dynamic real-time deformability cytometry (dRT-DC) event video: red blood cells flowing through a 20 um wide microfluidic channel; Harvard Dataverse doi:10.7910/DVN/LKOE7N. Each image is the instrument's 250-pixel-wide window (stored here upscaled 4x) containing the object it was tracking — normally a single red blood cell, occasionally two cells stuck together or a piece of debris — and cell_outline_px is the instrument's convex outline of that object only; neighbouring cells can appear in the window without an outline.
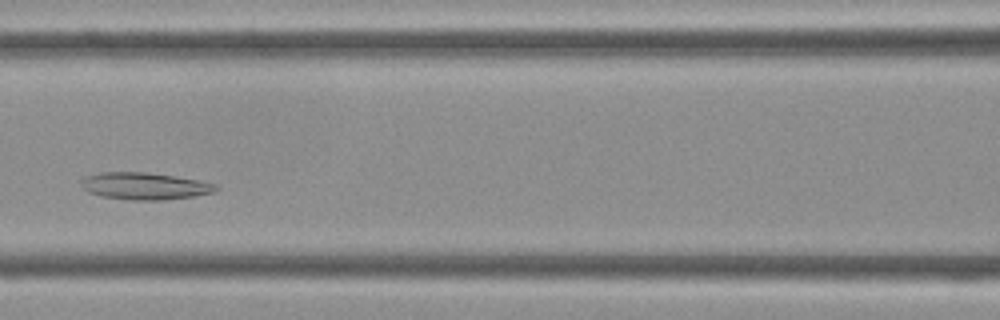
{"species": "Egyptian fruit bat (a non-hibernating species)", "species_latin": "Rousettus aegyptiacus", "temperature_condition": "cold", "stored_images_in_passage": 39, "camera_frame_rate_fps": 3000, "um_per_image_px": 0.085, "frame": {"image": 1, "passage_image": 14, "time_ms": 4.333, "image_size_px": [1000, 320], "cell_outline_px": [[220, 188], [216, 192], [196, 196], [160, 200], [128, 200], [100, 196], [88, 192], [80, 184], [80, 180], [88, 176], [100, 172], [144, 172], [176, 176], [200, 180], [216, 184]], "centroid_in_image_um": [12.33, 15.82], "position_along_channel_um": 154.3, "area_um2": 21.44}}
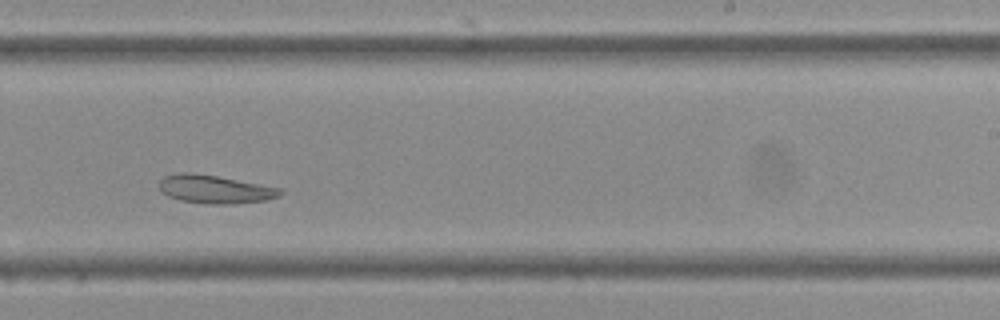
{"frame": {"image": 2, "passage_image": 22, "time_ms": 7.0, "image_size_px": [1000, 320], "cell_outline_px": [[284, 192], [280, 196], [264, 200], [228, 204], [208, 204], [180, 200], [168, 196], [160, 192], [160, 180], [164, 176], [176, 172], [188, 172], [216, 176], [280, 188]], "centroid_in_image_um": [18.22, 16.08], "position_along_channel_um": 270.8, "area_um2": 19.77}}
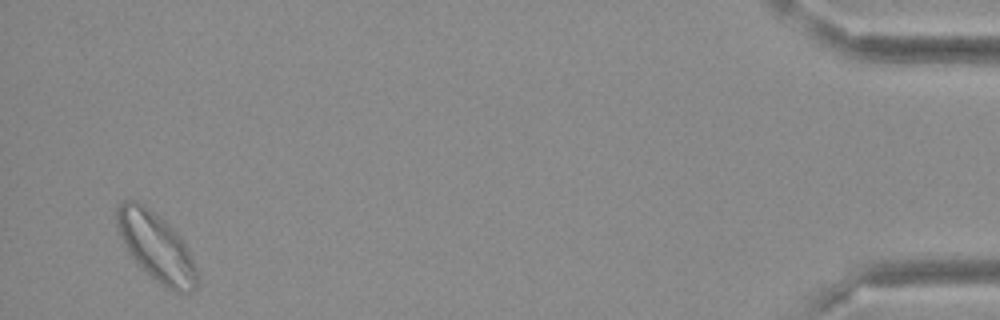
{"frame": {"image": 3, "passage_image": 38, "time_ms": 12.333, "image_size_px": [1000, 320], "cell_outline_px": [[200, 280], [196, 288], [188, 292], [176, 292], [168, 288], [156, 280], [140, 268], [128, 252], [116, 228], [116, 208], [124, 200], [136, 200], [144, 204], [164, 220], [184, 240], [196, 268]], "centroid_in_image_um": [13.27, 20.98], "position_along_channel_um": 421.9, "area_um2": 32.08}}